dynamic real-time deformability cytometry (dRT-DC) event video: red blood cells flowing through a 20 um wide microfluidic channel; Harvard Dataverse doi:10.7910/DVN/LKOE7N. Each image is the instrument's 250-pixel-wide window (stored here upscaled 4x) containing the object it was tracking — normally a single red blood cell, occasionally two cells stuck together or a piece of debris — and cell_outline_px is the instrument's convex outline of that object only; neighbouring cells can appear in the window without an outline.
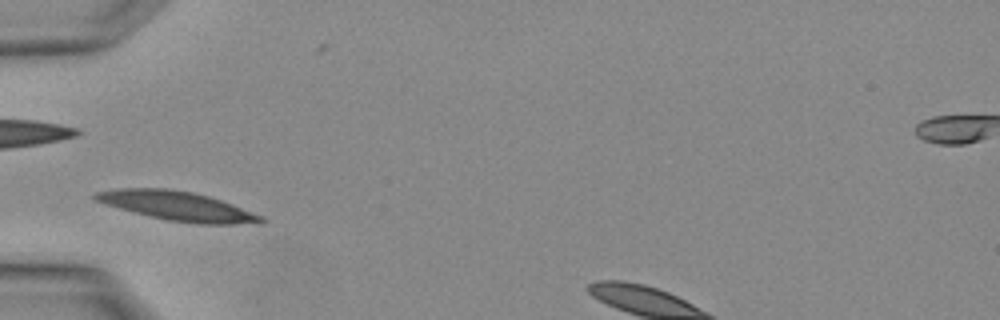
{"species": "Egyptian fruit bat (a non-hibernating species)", "species_latin": "Rousettus aegyptiacus", "temperature_condition": "warm", "stored_images_in_passage": 3, "segment_of_instrument_passage": [1, 2], "camera_frame_rate_fps": 3000, "um_per_image_px": 0.085, "animal": {"sex": "female"}, "frame": {"image": 1, "passage_image": 2, "time_ms": 0.333, "image_size_px": [1000, 320], "cell_outline_px": [[264, 224], [196, 224], [168, 220], [148, 216], [92, 200], [92, 196], [96, 192], [120, 188], [168, 188], [192, 192], [208, 196], [232, 204], [260, 216], [264, 220]], "centroid_in_image_um": [15.05, 17.51], "position_along_channel_um": 69.9, "area_um2": 28.03}}